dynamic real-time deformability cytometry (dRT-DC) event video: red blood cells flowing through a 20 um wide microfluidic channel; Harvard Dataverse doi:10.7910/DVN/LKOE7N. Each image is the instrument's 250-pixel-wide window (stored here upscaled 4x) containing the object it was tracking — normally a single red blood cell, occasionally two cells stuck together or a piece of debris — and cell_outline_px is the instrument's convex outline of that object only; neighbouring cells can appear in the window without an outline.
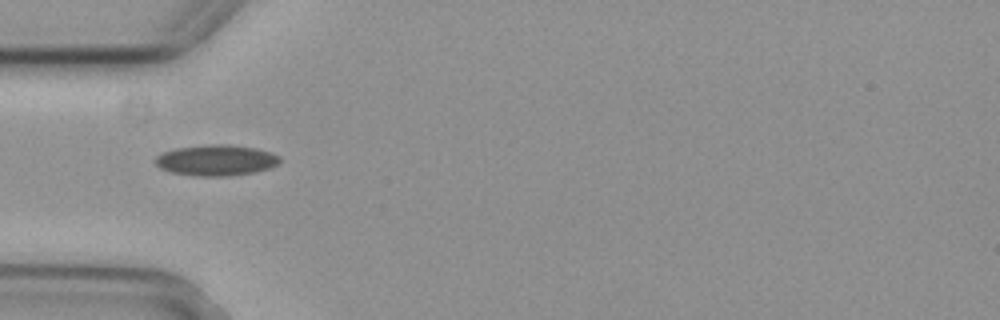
{"species": "common noctule bat (a hibernating species)", "species_latin": "Nyctalus noctula", "temperature_condition": "cold", "stored_images_in_passage": 3, "camera_frame_rate_fps": 3000, "um_per_image_px": 0.085, "animal": {"sex": "female", "body_mass_g": 29.2, "forearm_length_mm": 56.3}, "frame": {"image": 1, "passage_image": 1, "time_ms": 0.0, "image_size_px": [1000, 320], "cell_outline_px": [[280, 160], [276, 164], [268, 168], [252, 172], [228, 176], [196, 176], [172, 172], [160, 168], [156, 164], [156, 156], [164, 152], [176, 148], [212, 144], [224, 144], [256, 148], [280, 156]], "centroid_in_image_um": [18.35, 13.62], "position_along_channel_um": 66.7, "area_um2": 22.02}}
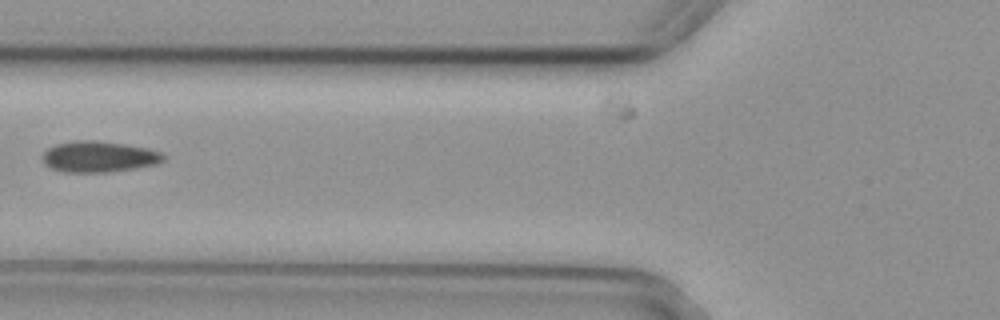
{"frame": {"image": 2, "passage_image": 2, "time_ms": 0.333, "image_size_px": [1000, 320], "cell_outline_px": [[164, 160], [156, 164], [136, 168], [108, 172], [64, 172], [52, 168], [44, 164], [44, 152], [48, 148], [56, 144], [76, 140], [96, 140], [124, 144], [148, 148], [160, 152], [164, 156]], "centroid_in_image_um": [8.41, 13.31], "position_along_channel_um": 117.4, "area_um2": 21.73}}
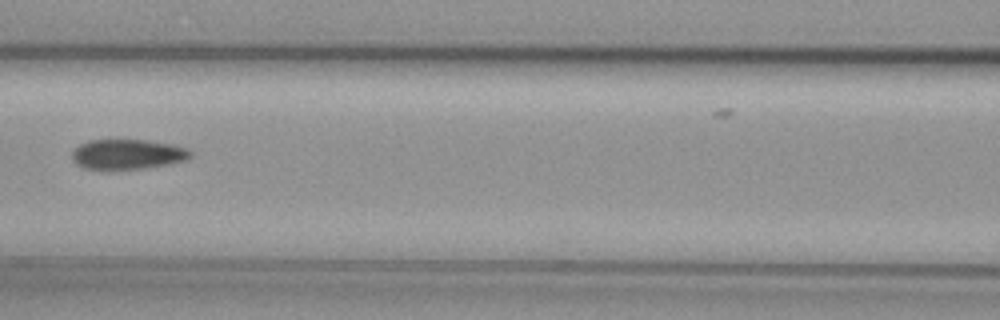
{"frame": {"image": 3, "passage_image": 3, "time_ms": 0.667, "image_size_px": [1000, 320], "cell_outline_px": [[192, 156], [188, 160], [168, 164], [144, 168], [84, 168], [76, 164], [72, 160], [72, 152], [80, 144], [88, 140], [148, 140], [172, 144], [188, 148], [192, 152]], "centroid_in_image_um": [10.89, 13.09], "position_along_channel_um": 155.7, "area_um2": 20.58}}